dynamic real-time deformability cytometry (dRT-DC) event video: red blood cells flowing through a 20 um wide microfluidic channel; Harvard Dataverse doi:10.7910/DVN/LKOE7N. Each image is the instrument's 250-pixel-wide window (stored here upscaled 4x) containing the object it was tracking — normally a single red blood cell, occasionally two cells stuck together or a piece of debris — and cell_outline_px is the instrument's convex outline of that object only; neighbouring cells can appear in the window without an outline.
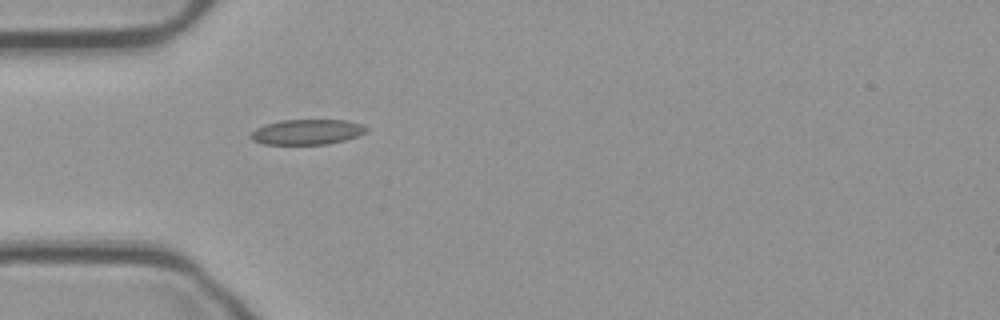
{"species": "common noctule bat (a hibernating species)", "species_latin": "Nyctalus noctula", "temperature_condition": "cold", "stored_images_in_passage": 31, "camera_frame_rate_fps": 3000, "um_per_image_px": 0.085, "animal": {"sex": "male", "body_mass_g": 23.1, "forearm_length_mm": 52.7}, "frame": {"image": 1, "passage_image": 1, "time_ms": 0.0, "image_size_px": [1000, 320], "cell_outline_px": [[368, 132], [344, 140], [328, 144], [264, 144], [252, 140], [248, 136], [256, 128], [264, 124], [280, 120], [348, 120], [364, 124], [368, 128]], "centroid_in_image_um": [26.11, 11.21], "position_along_channel_um": 58.9, "area_um2": 17.17}}
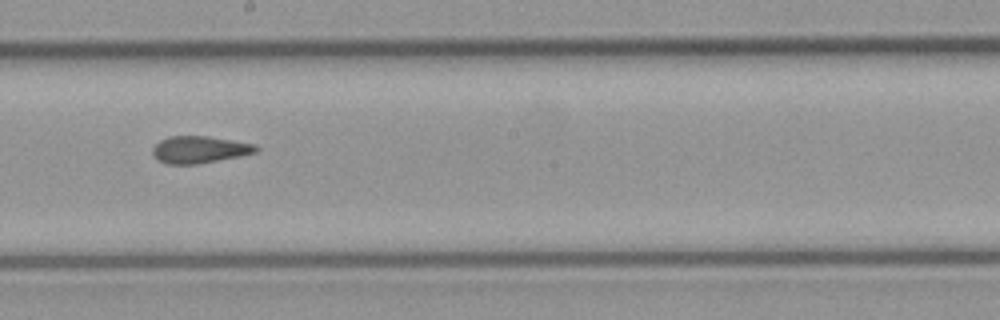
{"frame": {"image": 2, "passage_image": 15, "time_ms": 4.667, "image_size_px": [1000, 320], "cell_outline_px": [[260, 148], [256, 152], [240, 156], [196, 164], [168, 164], [156, 160], [152, 152], [152, 148], [160, 140], [168, 136], [208, 136], [256, 144]], "centroid_in_image_um": [16.95, 12.71], "position_along_channel_um": 231.3, "area_um2": 16.36}}
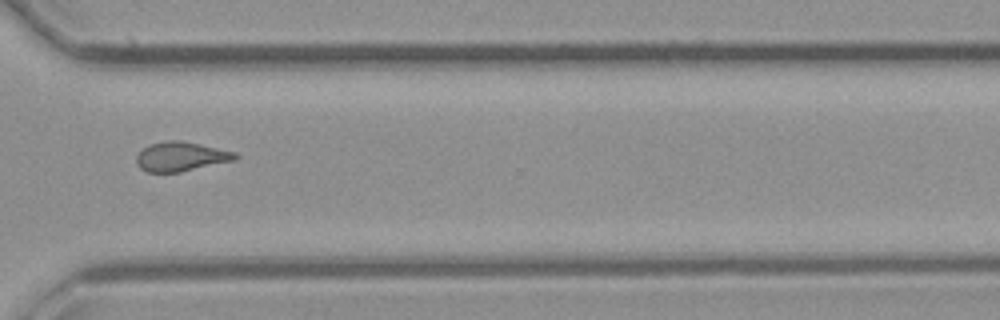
{"frame": {"image": 3, "passage_image": 25, "time_ms": 8.0, "image_size_px": [1000, 320], "cell_outline_px": [[240, 156], [236, 160], [180, 172], [148, 172], [140, 168], [136, 164], [136, 156], [148, 144], [168, 140], [180, 140], [200, 144], [236, 152]], "centroid_in_image_um": [15.39, 13.3], "position_along_channel_um": 355.2, "area_um2": 16.99}, "authors_computed_cell_mechanics": {"area_um2": 16.9354, "velocity_mm_per_s": 3.73, "shape_relaxation_time_tau1_ms": null, "shape_relaxation_time_tau2_ms": 2.5531, "deformation_change_tau1": null, "deformation_change_tau2": 0.0879}}